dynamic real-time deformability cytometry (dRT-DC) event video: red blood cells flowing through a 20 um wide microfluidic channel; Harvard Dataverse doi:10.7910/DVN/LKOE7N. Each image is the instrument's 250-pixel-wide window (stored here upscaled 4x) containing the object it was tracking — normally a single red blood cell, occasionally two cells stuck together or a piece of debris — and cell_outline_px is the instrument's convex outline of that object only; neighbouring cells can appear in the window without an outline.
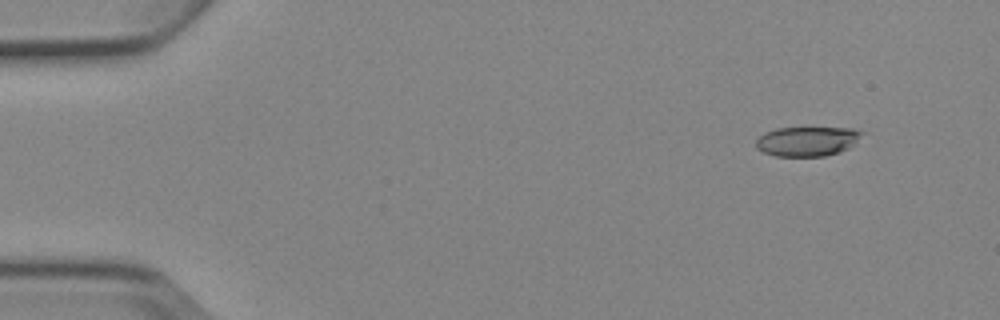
{"species": "Egyptian fruit bat (a non-hibernating species)", "species_latin": "Rousettus aegyptiacus", "temperature_condition": "cold", "stored_images_in_passage": 5, "camera_frame_rate_fps": 3000, "um_per_image_px": 0.085, "animal": {"sex": "female"}, "frame": {"image": 1, "passage_image": 2, "time_ms": 1.0, "image_size_px": [1000, 320], "cell_outline_px": [[864, 132], [848, 148], [840, 152], [824, 156], [776, 156], [764, 152], [756, 148], [756, 140], [764, 132], [776, 128], [852, 128]], "centroid_in_image_um": [68.58, 12.01], "position_along_channel_um": 16.4, "area_um2": 18.09}}
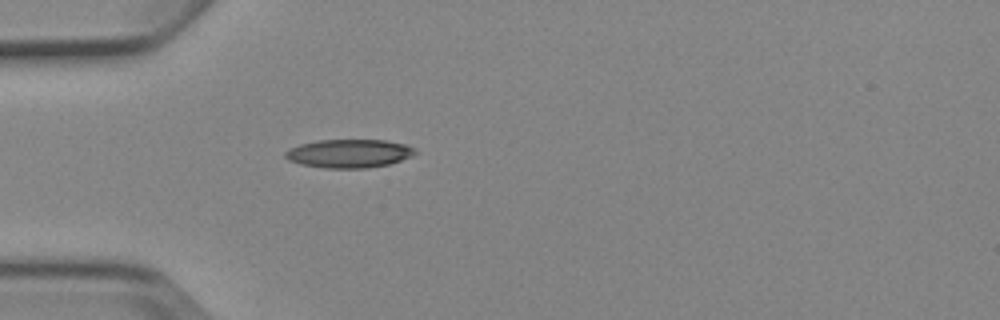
{"frame": {"image": 2, "passage_image": 5, "time_ms": 4.667, "image_size_px": [1000, 320], "cell_outline_px": [[420, 152], [412, 156], [388, 164], [368, 168], [324, 168], [300, 164], [288, 160], [284, 156], [284, 152], [288, 148], [300, 144], [316, 140], [384, 140], [408, 144], [416, 148]], "centroid_in_image_um": [29.68, 13.04], "position_along_channel_um": 55.3, "area_um2": 21.85}}